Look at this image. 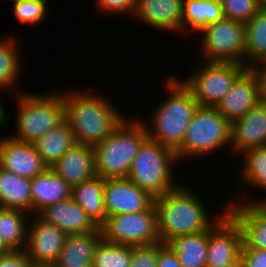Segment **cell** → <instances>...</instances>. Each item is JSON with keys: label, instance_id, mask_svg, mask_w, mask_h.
I'll use <instances>...</instances> for the list:
<instances>
[{"label": "cell", "instance_id": "obj_41", "mask_svg": "<svg viewBox=\"0 0 266 267\" xmlns=\"http://www.w3.org/2000/svg\"><path fill=\"white\" fill-rule=\"evenodd\" d=\"M5 106L3 105L2 102H0V112H1V116H0V127L5 126L6 121L8 120V115L7 112L5 111L6 109H4Z\"/></svg>", "mask_w": 266, "mask_h": 267}, {"label": "cell", "instance_id": "obj_27", "mask_svg": "<svg viewBox=\"0 0 266 267\" xmlns=\"http://www.w3.org/2000/svg\"><path fill=\"white\" fill-rule=\"evenodd\" d=\"M167 245L178 255L182 267H206L208 230L171 239Z\"/></svg>", "mask_w": 266, "mask_h": 267}, {"label": "cell", "instance_id": "obj_20", "mask_svg": "<svg viewBox=\"0 0 266 267\" xmlns=\"http://www.w3.org/2000/svg\"><path fill=\"white\" fill-rule=\"evenodd\" d=\"M51 168L70 186L89 181L96 176L94 148L91 145L76 144Z\"/></svg>", "mask_w": 266, "mask_h": 267}, {"label": "cell", "instance_id": "obj_43", "mask_svg": "<svg viewBox=\"0 0 266 267\" xmlns=\"http://www.w3.org/2000/svg\"><path fill=\"white\" fill-rule=\"evenodd\" d=\"M206 267H213V266H206ZM220 267H243L241 260L237 261L236 263L232 265H226V266H220Z\"/></svg>", "mask_w": 266, "mask_h": 267}, {"label": "cell", "instance_id": "obj_19", "mask_svg": "<svg viewBox=\"0 0 266 267\" xmlns=\"http://www.w3.org/2000/svg\"><path fill=\"white\" fill-rule=\"evenodd\" d=\"M38 215L67 235L101 231L72 197L47 206Z\"/></svg>", "mask_w": 266, "mask_h": 267}, {"label": "cell", "instance_id": "obj_2", "mask_svg": "<svg viewBox=\"0 0 266 267\" xmlns=\"http://www.w3.org/2000/svg\"><path fill=\"white\" fill-rule=\"evenodd\" d=\"M66 92L63 93L65 121L77 144L94 146L102 142L126 118L105 95L79 89Z\"/></svg>", "mask_w": 266, "mask_h": 267}, {"label": "cell", "instance_id": "obj_24", "mask_svg": "<svg viewBox=\"0 0 266 267\" xmlns=\"http://www.w3.org/2000/svg\"><path fill=\"white\" fill-rule=\"evenodd\" d=\"M220 0H183L182 34L198 32L223 19Z\"/></svg>", "mask_w": 266, "mask_h": 267}, {"label": "cell", "instance_id": "obj_38", "mask_svg": "<svg viewBox=\"0 0 266 267\" xmlns=\"http://www.w3.org/2000/svg\"><path fill=\"white\" fill-rule=\"evenodd\" d=\"M0 267H36L24 250L0 255Z\"/></svg>", "mask_w": 266, "mask_h": 267}, {"label": "cell", "instance_id": "obj_6", "mask_svg": "<svg viewBox=\"0 0 266 267\" xmlns=\"http://www.w3.org/2000/svg\"><path fill=\"white\" fill-rule=\"evenodd\" d=\"M178 163L175 151L147 138L133 159L126 178L156 198L180 185L173 173Z\"/></svg>", "mask_w": 266, "mask_h": 267}, {"label": "cell", "instance_id": "obj_13", "mask_svg": "<svg viewBox=\"0 0 266 267\" xmlns=\"http://www.w3.org/2000/svg\"><path fill=\"white\" fill-rule=\"evenodd\" d=\"M103 197L108 216L148 210L155 199L127 178L105 179Z\"/></svg>", "mask_w": 266, "mask_h": 267}, {"label": "cell", "instance_id": "obj_33", "mask_svg": "<svg viewBox=\"0 0 266 267\" xmlns=\"http://www.w3.org/2000/svg\"><path fill=\"white\" fill-rule=\"evenodd\" d=\"M48 0H20L13 2V15L21 24H41L47 17Z\"/></svg>", "mask_w": 266, "mask_h": 267}, {"label": "cell", "instance_id": "obj_7", "mask_svg": "<svg viewBox=\"0 0 266 267\" xmlns=\"http://www.w3.org/2000/svg\"><path fill=\"white\" fill-rule=\"evenodd\" d=\"M226 145L231 146V123L215 107L199 106L176 155L182 162L208 156Z\"/></svg>", "mask_w": 266, "mask_h": 267}, {"label": "cell", "instance_id": "obj_28", "mask_svg": "<svg viewBox=\"0 0 266 267\" xmlns=\"http://www.w3.org/2000/svg\"><path fill=\"white\" fill-rule=\"evenodd\" d=\"M245 27L244 65L254 68L266 63V11L259 10Z\"/></svg>", "mask_w": 266, "mask_h": 267}, {"label": "cell", "instance_id": "obj_18", "mask_svg": "<svg viewBox=\"0 0 266 267\" xmlns=\"http://www.w3.org/2000/svg\"><path fill=\"white\" fill-rule=\"evenodd\" d=\"M183 0H136L133 17L165 32L182 34Z\"/></svg>", "mask_w": 266, "mask_h": 267}, {"label": "cell", "instance_id": "obj_16", "mask_svg": "<svg viewBox=\"0 0 266 267\" xmlns=\"http://www.w3.org/2000/svg\"><path fill=\"white\" fill-rule=\"evenodd\" d=\"M243 200L241 203L230 200L226 206L227 212L241 228L242 248L266 250V207L260 201Z\"/></svg>", "mask_w": 266, "mask_h": 267}, {"label": "cell", "instance_id": "obj_9", "mask_svg": "<svg viewBox=\"0 0 266 267\" xmlns=\"http://www.w3.org/2000/svg\"><path fill=\"white\" fill-rule=\"evenodd\" d=\"M198 38L203 61L234 62L244 65L245 24L223 18L209 24ZM201 43V44H200Z\"/></svg>", "mask_w": 266, "mask_h": 267}, {"label": "cell", "instance_id": "obj_11", "mask_svg": "<svg viewBox=\"0 0 266 267\" xmlns=\"http://www.w3.org/2000/svg\"><path fill=\"white\" fill-rule=\"evenodd\" d=\"M31 217L34 219L29 217L24 251L36 267H52L58 259L67 234L38 214Z\"/></svg>", "mask_w": 266, "mask_h": 267}, {"label": "cell", "instance_id": "obj_10", "mask_svg": "<svg viewBox=\"0 0 266 267\" xmlns=\"http://www.w3.org/2000/svg\"><path fill=\"white\" fill-rule=\"evenodd\" d=\"M100 229L109 243L139 246L160 242L154 204L142 212L108 216Z\"/></svg>", "mask_w": 266, "mask_h": 267}, {"label": "cell", "instance_id": "obj_30", "mask_svg": "<svg viewBox=\"0 0 266 267\" xmlns=\"http://www.w3.org/2000/svg\"><path fill=\"white\" fill-rule=\"evenodd\" d=\"M20 40L12 35L0 39V90L2 92L16 85L21 74L22 60L20 59ZM21 65V66H20ZM7 89V90H6Z\"/></svg>", "mask_w": 266, "mask_h": 267}, {"label": "cell", "instance_id": "obj_22", "mask_svg": "<svg viewBox=\"0 0 266 267\" xmlns=\"http://www.w3.org/2000/svg\"><path fill=\"white\" fill-rule=\"evenodd\" d=\"M102 239L101 231L67 235L52 267H92L95 249Z\"/></svg>", "mask_w": 266, "mask_h": 267}, {"label": "cell", "instance_id": "obj_36", "mask_svg": "<svg viewBox=\"0 0 266 267\" xmlns=\"http://www.w3.org/2000/svg\"><path fill=\"white\" fill-rule=\"evenodd\" d=\"M135 4L136 0H96V5L102 12L112 13V15L130 13V17H132Z\"/></svg>", "mask_w": 266, "mask_h": 267}, {"label": "cell", "instance_id": "obj_23", "mask_svg": "<svg viewBox=\"0 0 266 267\" xmlns=\"http://www.w3.org/2000/svg\"><path fill=\"white\" fill-rule=\"evenodd\" d=\"M105 178L95 176L72 186L71 197L100 228L108 217L103 197Z\"/></svg>", "mask_w": 266, "mask_h": 267}, {"label": "cell", "instance_id": "obj_1", "mask_svg": "<svg viewBox=\"0 0 266 267\" xmlns=\"http://www.w3.org/2000/svg\"><path fill=\"white\" fill-rule=\"evenodd\" d=\"M173 190L154 199L157 214V231L160 241L167 244L176 237L196 234L209 230L226 212L227 207L218 215L210 217L201 198L189 188L180 183ZM208 212V213H207ZM214 220H213V219Z\"/></svg>", "mask_w": 266, "mask_h": 267}, {"label": "cell", "instance_id": "obj_4", "mask_svg": "<svg viewBox=\"0 0 266 267\" xmlns=\"http://www.w3.org/2000/svg\"><path fill=\"white\" fill-rule=\"evenodd\" d=\"M147 138L143 119L125 118L111 135L93 146L96 176L126 178L133 159Z\"/></svg>", "mask_w": 266, "mask_h": 267}, {"label": "cell", "instance_id": "obj_21", "mask_svg": "<svg viewBox=\"0 0 266 267\" xmlns=\"http://www.w3.org/2000/svg\"><path fill=\"white\" fill-rule=\"evenodd\" d=\"M32 215L47 206L71 198L72 186L48 167L31 179ZM34 212V213H33Z\"/></svg>", "mask_w": 266, "mask_h": 267}, {"label": "cell", "instance_id": "obj_12", "mask_svg": "<svg viewBox=\"0 0 266 267\" xmlns=\"http://www.w3.org/2000/svg\"><path fill=\"white\" fill-rule=\"evenodd\" d=\"M242 245L241 228L226 212L208 230L207 266L220 267L240 261Z\"/></svg>", "mask_w": 266, "mask_h": 267}, {"label": "cell", "instance_id": "obj_34", "mask_svg": "<svg viewBox=\"0 0 266 267\" xmlns=\"http://www.w3.org/2000/svg\"><path fill=\"white\" fill-rule=\"evenodd\" d=\"M224 18L246 23L259 10L258 0H220Z\"/></svg>", "mask_w": 266, "mask_h": 267}, {"label": "cell", "instance_id": "obj_26", "mask_svg": "<svg viewBox=\"0 0 266 267\" xmlns=\"http://www.w3.org/2000/svg\"><path fill=\"white\" fill-rule=\"evenodd\" d=\"M76 144L74 133L64 120L37 140L34 146L42 161L50 168Z\"/></svg>", "mask_w": 266, "mask_h": 267}, {"label": "cell", "instance_id": "obj_31", "mask_svg": "<svg viewBox=\"0 0 266 267\" xmlns=\"http://www.w3.org/2000/svg\"><path fill=\"white\" fill-rule=\"evenodd\" d=\"M244 154V155H243ZM243 155V165L241 163L240 179L253 189L266 192V146L256 147L241 153Z\"/></svg>", "mask_w": 266, "mask_h": 267}, {"label": "cell", "instance_id": "obj_42", "mask_svg": "<svg viewBox=\"0 0 266 267\" xmlns=\"http://www.w3.org/2000/svg\"><path fill=\"white\" fill-rule=\"evenodd\" d=\"M10 252V250L4 245L1 237H0V255L6 254Z\"/></svg>", "mask_w": 266, "mask_h": 267}, {"label": "cell", "instance_id": "obj_39", "mask_svg": "<svg viewBox=\"0 0 266 267\" xmlns=\"http://www.w3.org/2000/svg\"><path fill=\"white\" fill-rule=\"evenodd\" d=\"M157 267H182L178 255L167 245L159 242V257Z\"/></svg>", "mask_w": 266, "mask_h": 267}, {"label": "cell", "instance_id": "obj_5", "mask_svg": "<svg viewBox=\"0 0 266 267\" xmlns=\"http://www.w3.org/2000/svg\"><path fill=\"white\" fill-rule=\"evenodd\" d=\"M30 93L19 89L16 99V133L10 137L34 144L65 120L63 92Z\"/></svg>", "mask_w": 266, "mask_h": 267}, {"label": "cell", "instance_id": "obj_8", "mask_svg": "<svg viewBox=\"0 0 266 267\" xmlns=\"http://www.w3.org/2000/svg\"><path fill=\"white\" fill-rule=\"evenodd\" d=\"M182 82L190 89L199 106L216 107L235 80L247 69L241 63L202 61Z\"/></svg>", "mask_w": 266, "mask_h": 267}, {"label": "cell", "instance_id": "obj_44", "mask_svg": "<svg viewBox=\"0 0 266 267\" xmlns=\"http://www.w3.org/2000/svg\"><path fill=\"white\" fill-rule=\"evenodd\" d=\"M260 10L266 11V0H258Z\"/></svg>", "mask_w": 266, "mask_h": 267}, {"label": "cell", "instance_id": "obj_14", "mask_svg": "<svg viewBox=\"0 0 266 267\" xmlns=\"http://www.w3.org/2000/svg\"><path fill=\"white\" fill-rule=\"evenodd\" d=\"M260 82L253 68H247L215 107L230 123L242 118L260 102Z\"/></svg>", "mask_w": 266, "mask_h": 267}, {"label": "cell", "instance_id": "obj_25", "mask_svg": "<svg viewBox=\"0 0 266 267\" xmlns=\"http://www.w3.org/2000/svg\"><path fill=\"white\" fill-rule=\"evenodd\" d=\"M31 179L0 167V207L19 209L32 215Z\"/></svg>", "mask_w": 266, "mask_h": 267}, {"label": "cell", "instance_id": "obj_45", "mask_svg": "<svg viewBox=\"0 0 266 267\" xmlns=\"http://www.w3.org/2000/svg\"><path fill=\"white\" fill-rule=\"evenodd\" d=\"M258 199V200H257ZM256 200H253V201H260L265 207H266V197L264 196V198H257Z\"/></svg>", "mask_w": 266, "mask_h": 267}, {"label": "cell", "instance_id": "obj_3", "mask_svg": "<svg viewBox=\"0 0 266 267\" xmlns=\"http://www.w3.org/2000/svg\"><path fill=\"white\" fill-rule=\"evenodd\" d=\"M166 92L169 97L162 100L152 112L151 127L145 121L148 138L177 151L185 137L192 117L199 107L190 89L176 76L167 77Z\"/></svg>", "mask_w": 266, "mask_h": 267}, {"label": "cell", "instance_id": "obj_35", "mask_svg": "<svg viewBox=\"0 0 266 267\" xmlns=\"http://www.w3.org/2000/svg\"><path fill=\"white\" fill-rule=\"evenodd\" d=\"M159 242L150 245L132 246L130 267H157Z\"/></svg>", "mask_w": 266, "mask_h": 267}, {"label": "cell", "instance_id": "obj_32", "mask_svg": "<svg viewBox=\"0 0 266 267\" xmlns=\"http://www.w3.org/2000/svg\"><path fill=\"white\" fill-rule=\"evenodd\" d=\"M132 246L101 240L97 245L92 267H130Z\"/></svg>", "mask_w": 266, "mask_h": 267}, {"label": "cell", "instance_id": "obj_40", "mask_svg": "<svg viewBox=\"0 0 266 267\" xmlns=\"http://www.w3.org/2000/svg\"><path fill=\"white\" fill-rule=\"evenodd\" d=\"M253 69L257 73L260 82V100L266 103V63L257 65Z\"/></svg>", "mask_w": 266, "mask_h": 267}, {"label": "cell", "instance_id": "obj_15", "mask_svg": "<svg viewBox=\"0 0 266 267\" xmlns=\"http://www.w3.org/2000/svg\"><path fill=\"white\" fill-rule=\"evenodd\" d=\"M0 167L28 179L42 174L48 168L34 144L10 136L0 137Z\"/></svg>", "mask_w": 266, "mask_h": 267}, {"label": "cell", "instance_id": "obj_17", "mask_svg": "<svg viewBox=\"0 0 266 267\" xmlns=\"http://www.w3.org/2000/svg\"><path fill=\"white\" fill-rule=\"evenodd\" d=\"M266 146V103L259 102L242 118L231 123V150L238 156Z\"/></svg>", "mask_w": 266, "mask_h": 267}, {"label": "cell", "instance_id": "obj_37", "mask_svg": "<svg viewBox=\"0 0 266 267\" xmlns=\"http://www.w3.org/2000/svg\"><path fill=\"white\" fill-rule=\"evenodd\" d=\"M240 260L243 267H266V250L242 248Z\"/></svg>", "mask_w": 266, "mask_h": 267}, {"label": "cell", "instance_id": "obj_29", "mask_svg": "<svg viewBox=\"0 0 266 267\" xmlns=\"http://www.w3.org/2000/svg\"><path fill=\"white\" fill-rule=\"evenodd\" d=\"M27 215L23 210L0 207V237L10 251H21L26 246Z\"/></svg>", "mask_w": 266, "mask_h": 267}]
</instances>
